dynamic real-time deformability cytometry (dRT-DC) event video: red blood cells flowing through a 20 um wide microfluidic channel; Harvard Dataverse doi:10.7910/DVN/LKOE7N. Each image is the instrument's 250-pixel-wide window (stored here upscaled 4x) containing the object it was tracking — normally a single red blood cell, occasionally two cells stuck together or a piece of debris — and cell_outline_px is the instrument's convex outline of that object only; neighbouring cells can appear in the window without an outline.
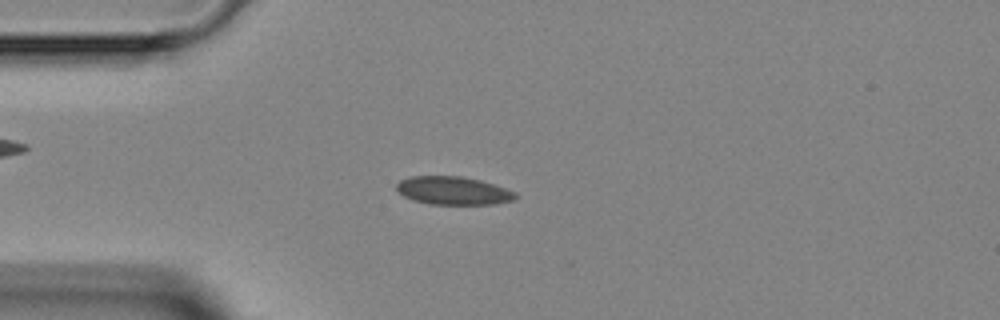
{"species": "Egyptian fruit bat (a non-hibernating species)", "species_latin": "Rousettus aegyptiacus", "temperature_condition": "room temperature", "stored_images_in_passage": 4, "camera_frame_rate_fps": 3000, "um_per_image_px": 0.085, "animal": {"sex": "female"}, "frame": {"image": 1, "passage_image": 2, "time_ms": 1.333, "image_size_px": [1000, 320], "cell_outline_px": [[516, 200], [492, 204], [432, 204], [412, 200], [404, 196], [396, 188], [396, 184], [400, 180], [412, 176], [460, 176], [480, 180], [516, 192]], "centroid_in_image_um": [38.52, 16.2], "position_along_channel_um": 46.5, "area_um2": 19.36}}
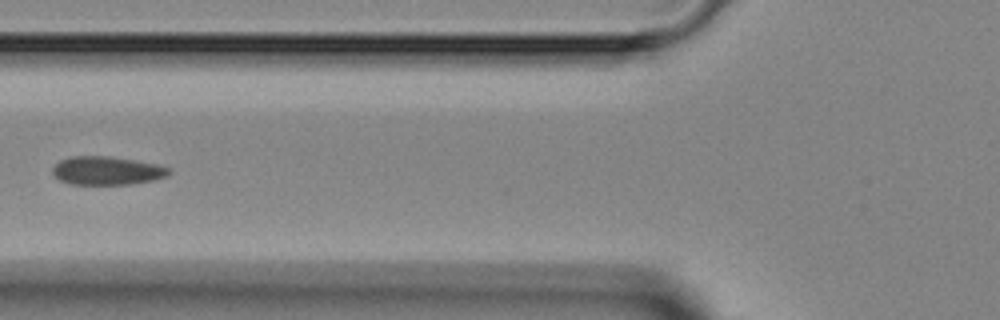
{"frame": {"image": 2, "passage_image": 4, "time_ms": 3.333, "image_size_px": [1000, 320], "cell_outline_px": [[172, 172], [164, 176], [152, 180], [132, 184], [72, 184], [60, 180], [52, 172], [52, 168], [60, 160], [72, 156], [108, 156], [156, 164], [168, 168]], "centroid_in_image_um": [9.06, 14.5], "position_along_channel_um": 116.7, "area_um2": 18.96}}